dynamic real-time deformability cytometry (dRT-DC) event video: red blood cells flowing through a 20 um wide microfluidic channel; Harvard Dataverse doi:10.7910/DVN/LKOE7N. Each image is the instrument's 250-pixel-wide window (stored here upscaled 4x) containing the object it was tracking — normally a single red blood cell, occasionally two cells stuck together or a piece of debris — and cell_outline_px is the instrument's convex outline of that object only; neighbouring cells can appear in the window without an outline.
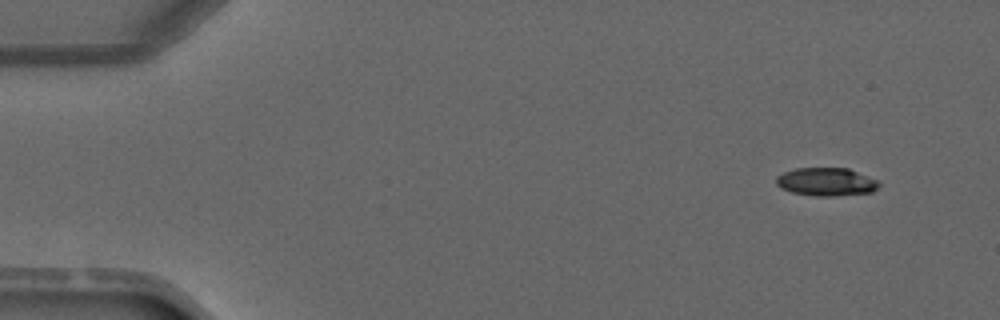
{"species": "common noctule bat (a hibernating species)", "species_latin": "Nyctalus noctula", "temperature_condition": "warm", "stored_images_in_passage": 4, "camera_frame_rate_fps": 3000, "um_per_image_px": 0.085, "animal": {"sex": "male", "forearm_length_mm": 52.5}, "frame": {"image": 1, "passage_image": 1, "time_ms": 0.0, "image_size_px": [1000, 320], "cell_outline_px": [[880, 184], [872, 192], [836, 196], [816, 196], [792, 192], [780, 188], [776, 184], [776, 176], [784, 172], [796, 168], [848, 168], [876, 180]], "centroid_in_image_um": [70.2, 15.46], "position_along_channel_um": 14.8, "area_um2": 16.76}}
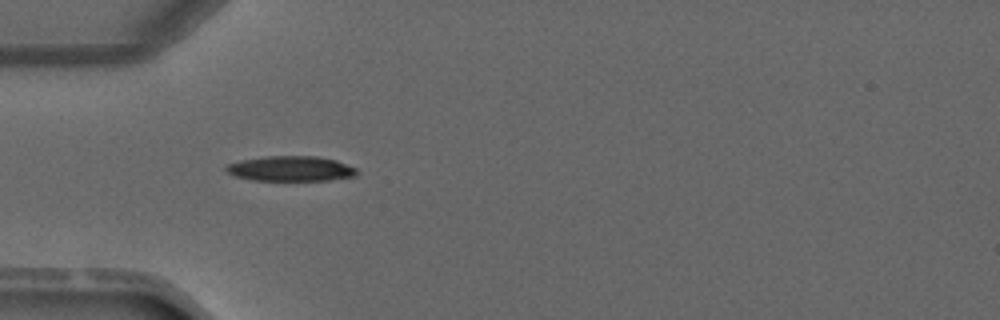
{"frame": {"image": 2, "passage_image": 4, "time_ms": 3.333, "image_size_px": [1000, 320], "cell_outline_px": [[356, 176], [328, 180], [252, 180], [236, 176], [228, 172], [224, 168], [228, 164], [240, 160], [264, 156], [316, 156], [336, 160], [356, 168]], "centroid_in_image_um": [24.7, 14.33], "position_along_channel_um": 60.3, "area_um2": 19.02}}